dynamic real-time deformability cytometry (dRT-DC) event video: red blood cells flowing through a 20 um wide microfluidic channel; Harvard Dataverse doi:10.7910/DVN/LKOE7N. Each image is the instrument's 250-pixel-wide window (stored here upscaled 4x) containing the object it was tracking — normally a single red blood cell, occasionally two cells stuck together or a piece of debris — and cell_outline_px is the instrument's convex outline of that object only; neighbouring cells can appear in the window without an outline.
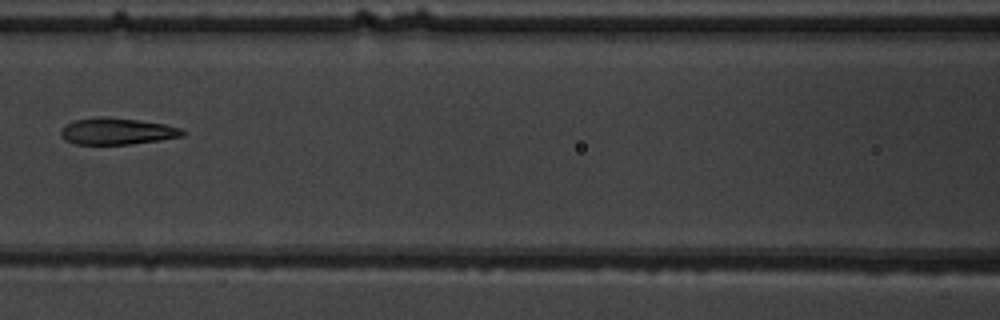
{"species": "common noctule bat (a hibernating species)", "species_latin": "Nyctalus noctula", "temperature_condition": "warm", "stored_images_in_passage": 5, "camera_frame_rate_fps": 3000, "um_per_image_px": 0.085, "animal": {"sex": "male", "body_mass_g": 19.5, "forearm_length_mm": 54.6}, "frame": {"image": 1, "passage_image": 4, "time_ms": 3.667, "image_size_px": [1000, 320], "cell_outline_px": [[184, 136], [160, 140], [132, 144], [76, 144], [64, 140], [60, 136], [60, 132], [68, 124], [76, 120], [100, 116], [104, 116], [136, 120], [164, 124], [180, 128], [184, 132]], "centroid_in_image_um": [9.94, 11.16], "position_along_channel_um": 156.7, "area_um2": 18.67}}
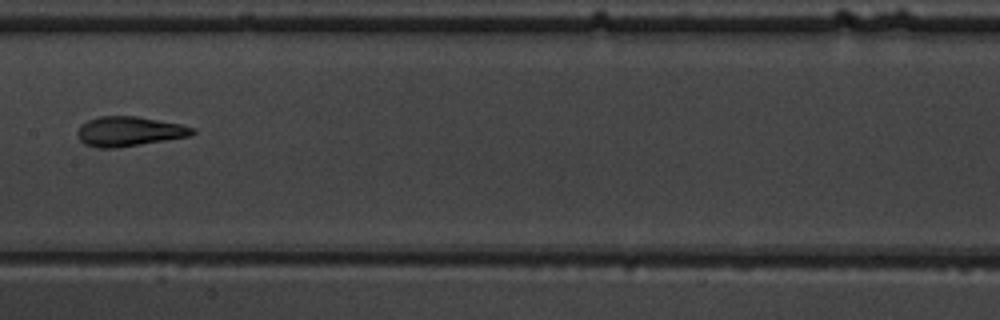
{"frame": {"image": 2, "passage_image": 5, "time_ms": 4.667, "image_size_px": [1000, 320], "cell_outline_px": [[196, 132], [192, 136], [116, 148], [96, 148], [84, 144], [80, 140], [76, 132], [80, 124], [88, 120], [100, 116], [136, 116], [180, 124], [196, 128]], "centroid_in_image_um": [10.97, 11.17], "position_along_channel_um": 196.4, "area_um2": 20.06}}